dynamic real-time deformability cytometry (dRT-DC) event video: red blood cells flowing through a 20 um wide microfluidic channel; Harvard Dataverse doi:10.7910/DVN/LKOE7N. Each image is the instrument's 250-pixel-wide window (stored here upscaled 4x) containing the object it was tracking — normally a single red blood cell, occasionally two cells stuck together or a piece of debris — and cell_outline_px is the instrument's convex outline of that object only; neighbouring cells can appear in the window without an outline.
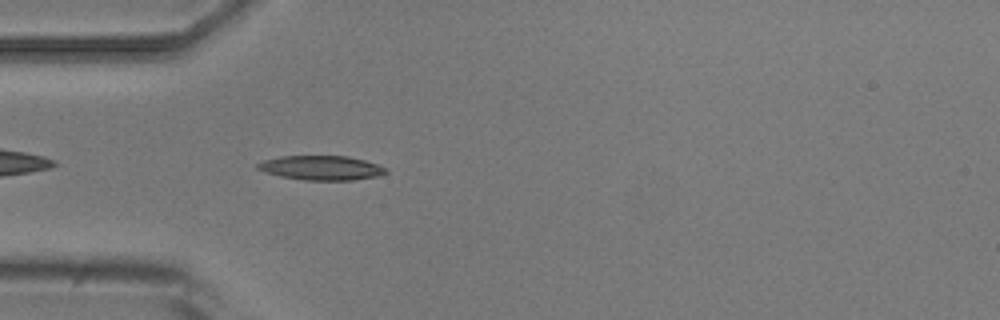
{"species": "common noctule bat (a hibernating species)", "species_latin": "Nyctalus noctula", "temperature_condition": "room temperature", "stored_images_in_passage": 1, "camera_frame_rate_fps": 3000, "um_per_image_px": 0.085, "animal": {"sex": "male", "body_mass_g": 20.5, "forearm_length_mm": 52.5}, "frame": {"image": 1, "passage_image": 1, "time_ms": 0.0, "image_size_px": [1000, 320], "cell_outline_px": [[388, 172], [376, 176], [352, 180], [304, 180], [280, 176], [264, 172], [256, 168], [256, 164], [264, 160], [280, 156], [348, 156], [364, 160], [388, 168]], "centroid_in_image_um": [27.29, 14.26], "position_along_channel_um": 57.7, "area_um2": 18.21}}